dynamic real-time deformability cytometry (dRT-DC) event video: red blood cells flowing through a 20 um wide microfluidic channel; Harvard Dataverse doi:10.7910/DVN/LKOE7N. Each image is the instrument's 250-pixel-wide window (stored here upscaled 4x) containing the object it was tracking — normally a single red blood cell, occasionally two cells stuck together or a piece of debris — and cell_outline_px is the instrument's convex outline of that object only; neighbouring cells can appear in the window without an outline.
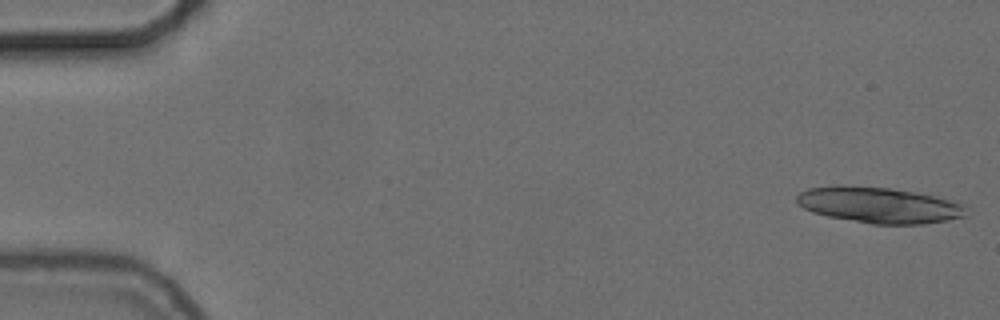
{"species": "common noctule bat (a hibernating species)", "species_latin": "Nyctalus noctula", "temperature_condition": "cold", "stored_images_in_passage": 13, "camera_frame_rate_fps": 3000, "um_per_image_px": 0.085, "animal": {"sex": "female", "body_mass_g": 24.6, "forearm_length_mm": 56.2}, "frame": {"image": 1, "passage_image": 1, "time_ms": 0.0, "image_size_px": [1000, 320], "cell_outline_px": [[964, 216], [948, 220], [924, 224], [872, 224], [828, 216], [812, 212], [804, 208], [796, 200], [796, 196], [800, 192], [808, 188], [892, 188], [916, 192], [948, 200], [960, 204]], "centroid_in_image_um": [74.71, 17.47], "position_along_channel_um": 10.3, "area_um2": 33.93}}